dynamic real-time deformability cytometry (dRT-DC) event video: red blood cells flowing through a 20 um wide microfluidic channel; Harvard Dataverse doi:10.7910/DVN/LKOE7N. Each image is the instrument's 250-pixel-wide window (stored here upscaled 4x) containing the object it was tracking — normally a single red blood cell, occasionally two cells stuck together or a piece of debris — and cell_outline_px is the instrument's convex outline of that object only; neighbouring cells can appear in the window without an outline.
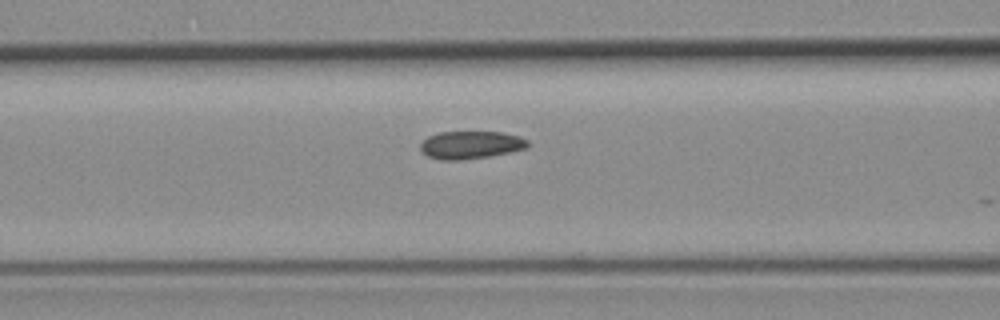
{"species": "common noctule bat (a hibernating species)", "species_latin": "Nyctalus noctula", "temperature_condition": "room temperature", "stored_images_in_passage": 4, "camera_frame_rate_fps": 3000, "um_per_image_px": 0.085, "animal": {"sex": "female", "body_mass_g": 19.3, "forearm_length_mm": 54.1}, "frame": {"image": 1, "passage_image": 3, "time_ms": 0.667, "image_size_px": [1000, 320], "cell_outline_px": [[528, 148], [512, 152], [488, 156], [460, 160], [440, 160], [428, 156], [420, 148], [420, 144], [428, 136], [440, 132], [504, 132], [520, 136], [528, 140]], "centroid_in_image_um": [40.05, 12.31], "position_along_channel_um": 126.6, "area_um2": 17.4}}